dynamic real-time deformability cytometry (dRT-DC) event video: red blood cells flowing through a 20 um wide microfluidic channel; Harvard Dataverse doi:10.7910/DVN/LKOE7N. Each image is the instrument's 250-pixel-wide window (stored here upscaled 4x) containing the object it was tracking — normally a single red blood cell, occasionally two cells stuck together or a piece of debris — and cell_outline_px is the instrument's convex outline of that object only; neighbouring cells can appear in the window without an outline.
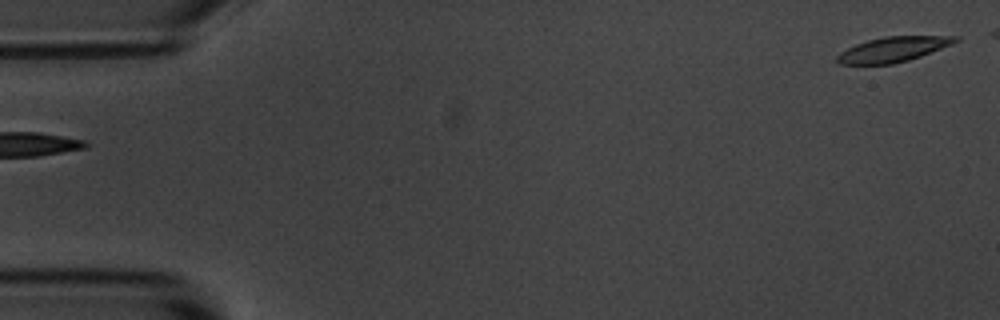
{"species": "common noctule bat (a hibernating species)", "species_latin": "Nyctalus noctula", "temperature_condition": "room temperature", "stored_images_in_passage": 5, "segment_of_instrument_passage": [2, 2], "camera_frame_rate_fps": 3000, "um_per_image_px": 0.085, "animal": {"sex": "male", "body_mass_g": 20.1, "forearm_length_mm": 53.5}, "frame": {"image": 1, "passage_image": 5, "time_ms": 4.667, "image_size_px": [1000, 320], "cell_outline_px": [[960, 40], [952, 44], [920, 56], [908, 60], [892, 64], [840, 64], [836, 60], [836, 56], [840, 52], [856, 44], [868, 40], [884, 36], [960, 36]], "centroid_in_image_um": [75.91, 4.19], "position_along_channel_um": 9.1, "area_um2": 17.11}}